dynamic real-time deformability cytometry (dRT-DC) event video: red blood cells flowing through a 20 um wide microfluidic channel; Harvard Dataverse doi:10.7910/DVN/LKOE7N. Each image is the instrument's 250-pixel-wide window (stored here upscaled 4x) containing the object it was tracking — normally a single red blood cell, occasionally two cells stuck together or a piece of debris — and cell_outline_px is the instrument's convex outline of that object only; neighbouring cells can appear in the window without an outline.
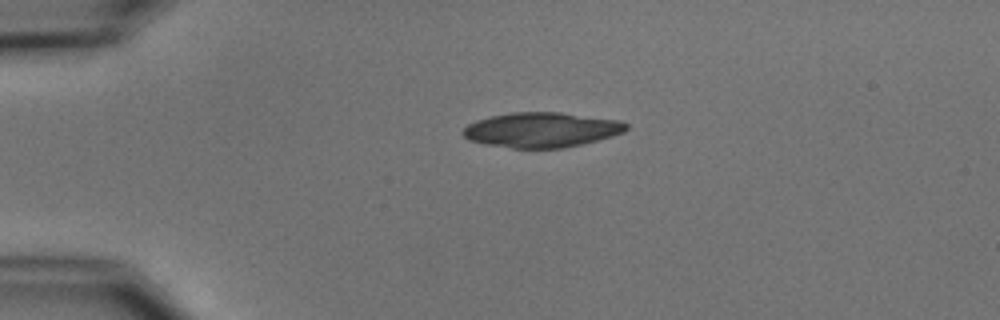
{"species": "common noctule bat (a hibernating species)", "species_latin": "Nyctalus noctula", "temperature_condition": "cold", "stored_images_in_passage": 2, "camera_frame_rate_fps": 3000, "um_per_image_px": 0.085, "animal": {"sex": "male", "body_mass_g": 15.6}, "frame": {"image": 1, "passage_image": 1, "time_ms": 0.0, "image_size_px": [1000, 320], "cell_outline_px": [[628, 128], [624, 132], [612, 136], [564, 148], [512, 148], [484, 144], [468, 140], [460, 132], [468, 124], [476, 120], [492, 116], [512, 112], [560, 112], [620, 120], [628, 124]], "centroid_in_image_um": [46.01, 11.03], "position_along_channel_um": 39.0, "area_um2": 33.29}}